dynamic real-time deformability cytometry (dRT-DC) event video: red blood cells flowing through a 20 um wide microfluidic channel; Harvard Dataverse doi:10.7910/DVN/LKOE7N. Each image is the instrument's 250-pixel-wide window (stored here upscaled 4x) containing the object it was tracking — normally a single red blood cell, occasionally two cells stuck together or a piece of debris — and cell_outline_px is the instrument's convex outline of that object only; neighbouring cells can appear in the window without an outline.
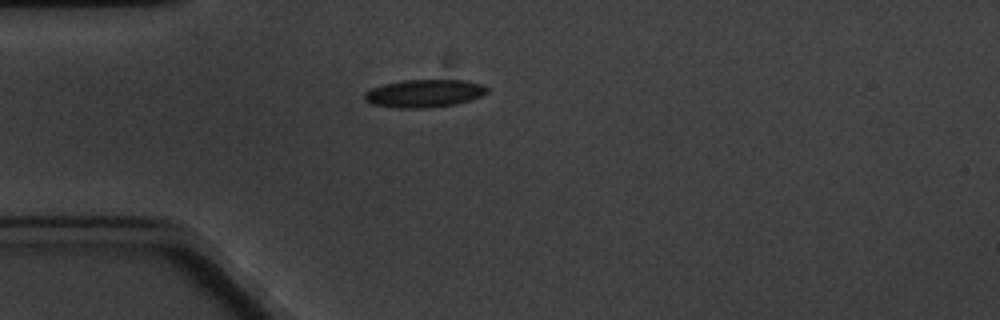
{"species": "common noctule bat (a hibernating species)", "species_latin": "Nyctalus noctula", "temperature_condition": "cold", "stored_images_in_passage": 1, "camera_frame_rate_fps": 3000, "um_per_image_px": 0.085, "animal": {"sex": "male", "body_mass_g": 20.1, "forearm_length_mm": 53.5}, "frame": {"image": 1, "passage_image": 1, "time_ms": 0.0, "image_size_px": [1000, 320], "cell_outline_px": [[488, 92], [480, 96], [456, 104], [428, 108], [396, 108], [372, 104], [364, 100], [364, 92], [372, 88], [384, 84], [404, 80], [464, 80], [484, 84], [488, 88]], "centroid_in_image_um": [36.06, 7.94], "position_along_channel_um": 48.9, "area_um2": 19.94}}